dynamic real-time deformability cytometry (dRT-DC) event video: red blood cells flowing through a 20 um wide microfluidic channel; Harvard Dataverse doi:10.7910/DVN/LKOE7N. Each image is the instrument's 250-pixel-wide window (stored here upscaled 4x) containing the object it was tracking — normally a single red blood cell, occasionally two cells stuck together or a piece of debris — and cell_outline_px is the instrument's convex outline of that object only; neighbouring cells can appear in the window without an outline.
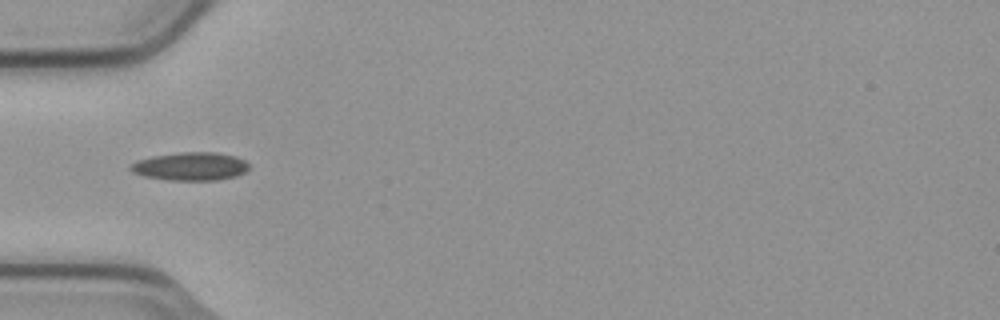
{"species": "common noctule bat (a hibernating species)", "species_latin": "Nyctalus noctula", "temperature_condition": "cold", "stored_images_in_passage": 7, "camera_frame_rate_fps": 3000, "um_per_image_px": 0.085, "animal": {"sex": "male", "body_mass_g": 23.1, "forearm_length_mm": 52.7}, "frame": {"image": 1, "passage_image": 4, "time_ms": 1.0, "image_size_px": [1000, 320], "cell_outline_px": [[248, 168], [244, 172], [236, 176], [216, 180], [168, 180], [144, 176], [132, 172], [128, 168], [136, 160], [152, 156], [180, 152], [216, 152], [236, 156], [244, 160], [248, 164]], "centroid_in_image_um": [16.17, 14.13], "position_along_channel_um": 68.8, "area_um2": 19.48}}
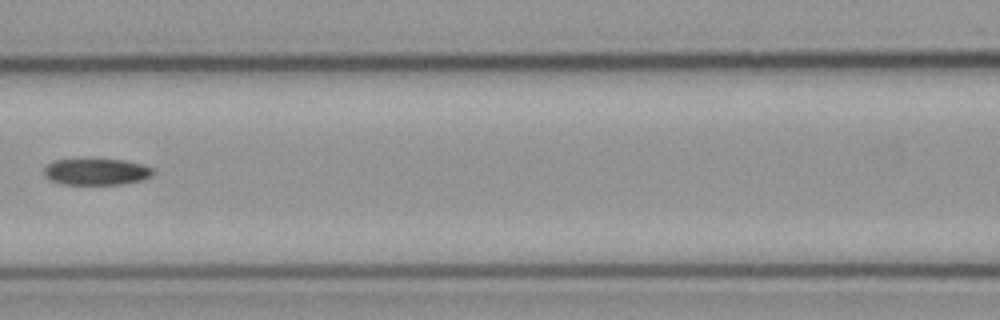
{"frame": {"image": 2, "passage_image": 6, "time_ms": 1.667, "image_size_px": [1000, 320], "cell_outline_px": [[156, 172], [152, 176], [140, 180], [120, 184], [64, 184], [52, 180], [44, 176], [44, 168], [48, 164], [56, 160], [124, 160], [144, 164], [152, 168]], "centroid_in_image_um": [8.23, 14.6], "position_along_channel_um": 158.4, "area_um2": 16.59}}
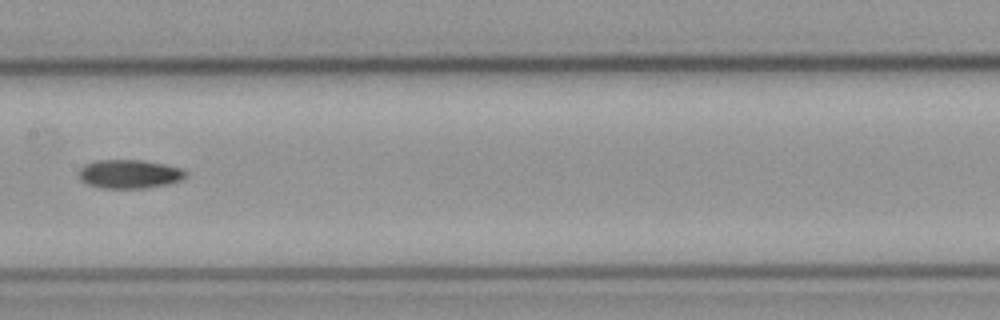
{"frame": {"image": 3, "passage_image": 7, "time_ms": 2.0, "image_size_px": [1000, 320], "cell_outline_px": [[188, 172], [180, 180], [168, 184], [144, 188], [100, 188], [88, 184], [80, 180], [80, 168], [96, 160], [140, 160], [164, 164], [180, 168]], "centroid_in_image_um": [11.0, 14.79], "position_along_channel_um": 196.4, "area_um2": 17.69}}